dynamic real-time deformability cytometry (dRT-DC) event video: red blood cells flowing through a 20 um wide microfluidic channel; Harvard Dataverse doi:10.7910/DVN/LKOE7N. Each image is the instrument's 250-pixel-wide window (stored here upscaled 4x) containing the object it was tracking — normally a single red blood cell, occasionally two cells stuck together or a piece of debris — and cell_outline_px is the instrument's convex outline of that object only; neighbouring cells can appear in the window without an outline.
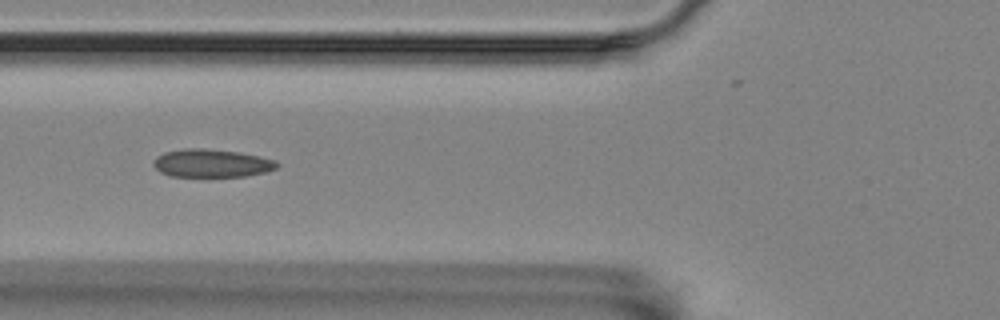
{"species": "Egyptian fruit bat (a non-hibernating species)", "species_latin": "Rousettus aegyptiacus", "temperature_condition": "room temperature", "stored_images_in_passage": 6, "camera_frame_rate_fps": 3000, "um_per_image_px": 0.085, "animal": {"sex": "female"}, "frame": {"image": 1, "passage_image": 4, "time_ms": 1.0, "image_size_px": [1000, 320], "cell_outline_px": [[280, 164], [276, 168], [264, 172], [244, 176], [172, 176], [160, 172], [152, 164], [156, 156], [164, 152], [184, 148], [204, 148], [240, 152], [276, 160]], "centroid_in_image_um": [17.97, 13.86], "position_along_channel_um": 107.8, "area_um2": 20.17}}
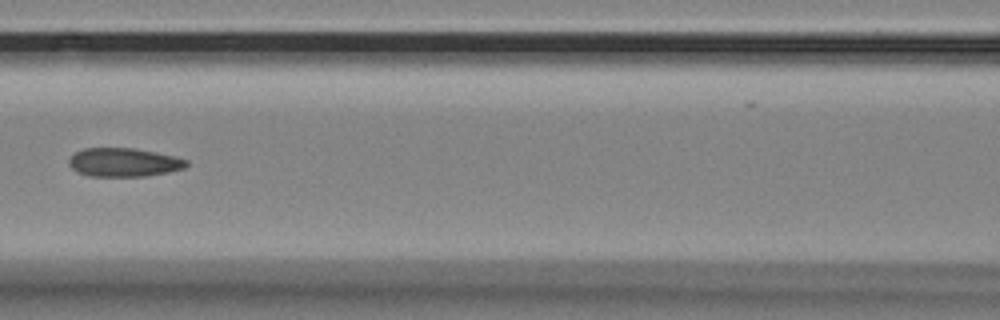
{"frame": {"image": 2, "passage_image": 5, "time_ms": 1.333, "image_size_px": [1000, 320], "cell_outline_px": [[188, 164], [184, 168], [168, 172], [148, 176], [88, 176], [72, 168], [68, 164], [68, 160], [76, 152], [84, 148], [132, 148], [172, 156], [188, 160]], "centroid_in_image_um": [10.51, 13.8], "position_along_channel_um": 156.1, "area_um2": 19.36}}
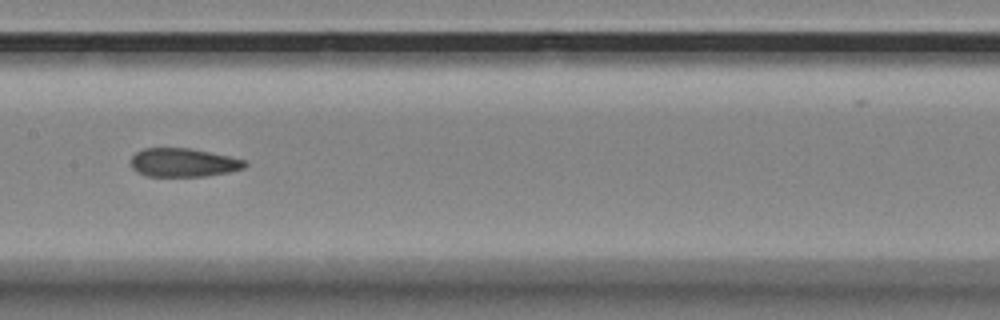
{"frame": {"image": 3, "passage_image": 6, "time_ms": 1.667, "image_size_px": [1000, 320], "cell_outline_px": [[248, 164], [244, 168], [228, 172], [204, 176], [148, 176], [136, 172], [132, 168], [132, 156], [136, 152], [144, 148], [192, 148], [228, 156], [244, 160]], "centroid_in_image_um": [15.57, 13.81], "position_along_channel_um": 191.8, "area_um2": 18.9}}